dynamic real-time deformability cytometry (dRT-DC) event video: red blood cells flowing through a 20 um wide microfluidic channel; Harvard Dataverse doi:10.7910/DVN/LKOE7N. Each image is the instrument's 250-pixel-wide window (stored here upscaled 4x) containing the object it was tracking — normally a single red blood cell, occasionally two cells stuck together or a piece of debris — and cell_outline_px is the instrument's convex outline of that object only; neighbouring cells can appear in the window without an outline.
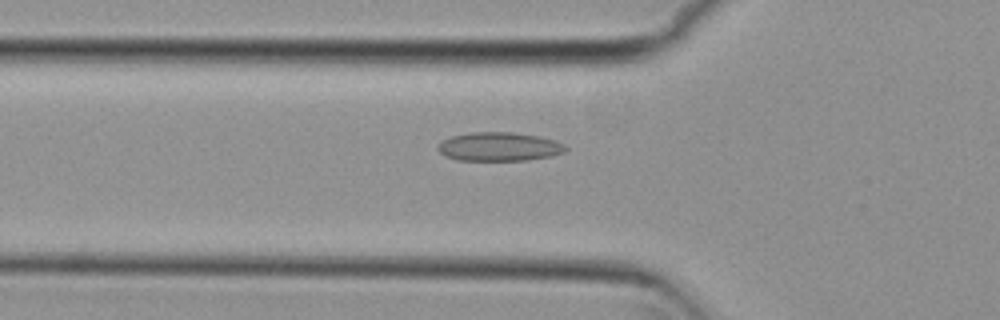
{"species": "common noctule bat (a hibernating species)", "species_latin": "Nyctalus noctula", "temperature_condition": "cold", "stored_images_in_passage": 37, "camera_frame_rate_fps": 3000, "um_per_image_px": 0.085, "animal": {"sex": "female", "body_mass_g": 29.2, "forearm_length_mm": 56.3}, "frame": {"image": 1, "passage_image": 10, "time_ms": 3.0, "image_size_px": [1000, 320], "cell_outline_px": [[568, 148], [564, 152], [552, 156], [528, 160], [456, 160], [444, 156], [436, 148], [436, 144], [452, 136], [472, 132], [512, 132], [540, 136], [556, 140], [564, 144]], "centroid_in_image_um": [42.43, 12.46], "position_along_channel_um": 83.4, "area_um2": 21.62}}
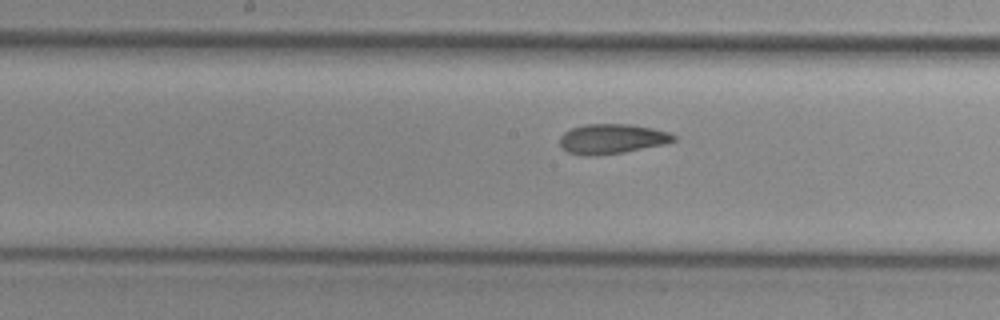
{"frame": {"image": 2, "passage_image": 19, "time_ms": 6.0, "image_size_px": [1000, 320], "cell_outline_px": [[676, 140], [664, 144], [624, 152], [592, 156], [580, 156], [568, 152], [560, 144], [560, 136], [564, 132], [572, 128], [584, 124], [628, 124], [652, 128], [668, 132], [676, 136]], "centroid_in_image_um": [51.99, 11.81], "position_along_channel_um": 196.2, "area_um2": 19.77}}
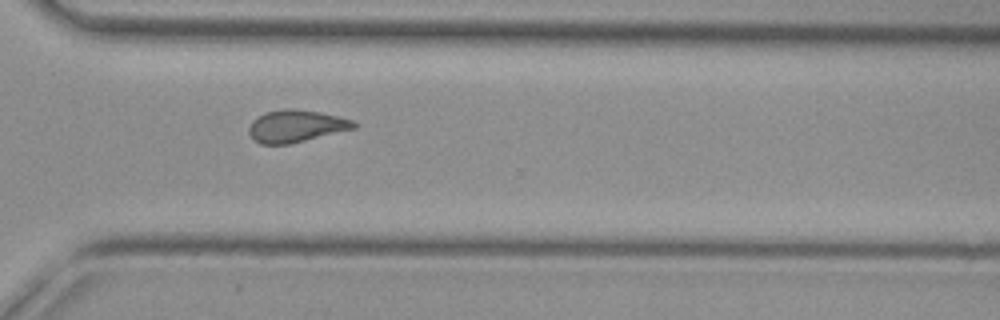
{"frame": {"image": 3, "passage_image": 31, "time_ms": 10.0, "image_size_px": [1000, 320], "cell_outline_px": [[356, 128], [288, 144], [260, 144], [252, 140], [248, 132], [248, 128], [252, 120], [256, 116], [264, 112], [284, 108], [292, 108], [320, 112], [352, 120], [356, 124]], "centroid_in_image_um": [25.08, 10.71], "position_along_channel_um": 345.5, "area_um2": 19.77}, "authors_computed_cell_mechanics": {"area_um2": 19.7676, "velocity_mm_per_s": 3.7347, "shape_relaxation_time_tau1_ms": null, "shape_relaxation_time_tau2_ms": 3.3763, "deformation_change_tau1": null, "deformation_change_tau2": 0.11}}